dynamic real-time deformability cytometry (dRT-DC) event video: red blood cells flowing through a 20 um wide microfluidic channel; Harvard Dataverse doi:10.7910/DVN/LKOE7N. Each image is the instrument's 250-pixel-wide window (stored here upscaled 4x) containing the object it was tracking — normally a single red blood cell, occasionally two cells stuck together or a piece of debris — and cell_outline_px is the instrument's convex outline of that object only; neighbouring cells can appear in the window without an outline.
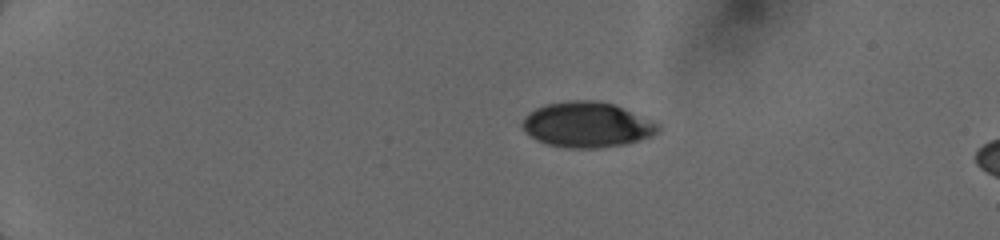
{"species": "human", "species_latin": "Homo sapiens", "temperature_condition": "cold", "stored_images_in_passage": 11, "camera_frame_rate_fps": 3000, "um_per_image_px": 0.085, "donor": {"sex": "female"}, "frame": {"image": 1, "passage_image": 7, "time_ms": 3.667, "image_size_px": [1000, 240], "cell_outline_px": [[660, 132], [652, 136], [624, 144], [600, 148], [568, 148], [548, 144], [536, 140], [524, 132], [520, 124], [524, 116], [528, 112], [536, 108], [548, 104], [568, 100], [592, 100], [612, 104], [656, 120], [660, 124]], "centroid_in_image_um": [49.9, 10.6], "position_along_channel_um": 35.1, "area_um2": 36.24}}